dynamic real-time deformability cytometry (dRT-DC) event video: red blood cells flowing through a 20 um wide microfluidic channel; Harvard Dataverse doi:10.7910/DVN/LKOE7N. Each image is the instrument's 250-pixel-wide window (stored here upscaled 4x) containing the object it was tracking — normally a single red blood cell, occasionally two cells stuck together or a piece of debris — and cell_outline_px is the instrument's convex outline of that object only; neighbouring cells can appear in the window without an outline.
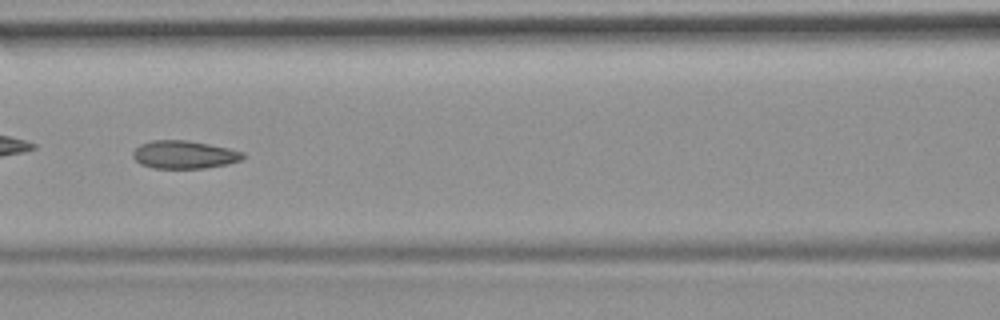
{"species": "common noctule bat (a hibernating species)", "species_latin": "Nyctalus noctula", "temperature_condition": "room temperature", "stored_images_in_passage": 54, "camera_frame_rate_fps": 3000, "um_per_image_px": 0.085, "animal": {"sex": "female", "body_mass_g": 19.9}, "frame": {"image": 1, "passage_image": 24, "time_ms": 7.667, "image_size_px": [1000, 320], "cell_outline_px": [[244, 156], [240, 160], [228, 164], [204, 168], [152, 168], [140, 164], [132, 156], [132, 152], [140, 144], [152, 140], [188, 140], [228, 148], [244, 152]], "centroid_in_image_um": [15.63, 13.14], "position_along_channel_um": 151.0, "area_um2": 17.92}, "authors_computed_cell_mechanics": {"area_um2": 18.496, "velocity_mm_per_s": 3.7705, "shape_relaxation_time_tau1_ms": null, "shape_relaxation_time_tau2_ms": 2.6434, "deformation_change_tau1": null, "deformation_change_tau2": 0.0901}}